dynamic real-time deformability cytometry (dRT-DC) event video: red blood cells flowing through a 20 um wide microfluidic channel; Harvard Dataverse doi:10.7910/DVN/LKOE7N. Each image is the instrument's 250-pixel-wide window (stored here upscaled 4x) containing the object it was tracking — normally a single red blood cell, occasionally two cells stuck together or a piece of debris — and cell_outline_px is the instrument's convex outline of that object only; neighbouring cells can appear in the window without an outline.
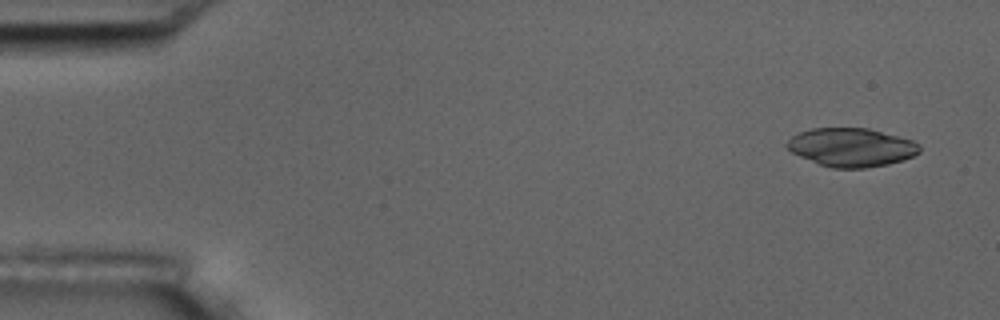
{"species": "common noctule bat (a hibernating species)", "species_latin": "Nyctalus noctula", "temperature_condition": "room temperature", "stored_images_in_passage": 5, "camera_frame_rate_fps": 3000, "um_per_image_px": 0.085, "animal": {"sex": "male", "body_mass_g": 17.5, "forearm_length_mm": 52.3}, "frame": {"image": 1, "passage_image": 1, "time_ms": 0.0, "image_size_px": [1000, 320], "cell_outline_px": [[920, 152], [904, 160], [888, 164], [864, 168], [832, 168], [820, 164], [800, 156], [792, 152], [784, 144], [792, 136], [800, 132], [812, 128], [868, 128], [912, 140], [920, 144]], "centroid_in_image_um": [72.37, 12.52], "position_along_channel_um": 12.6, "area_um2": 29.65}}